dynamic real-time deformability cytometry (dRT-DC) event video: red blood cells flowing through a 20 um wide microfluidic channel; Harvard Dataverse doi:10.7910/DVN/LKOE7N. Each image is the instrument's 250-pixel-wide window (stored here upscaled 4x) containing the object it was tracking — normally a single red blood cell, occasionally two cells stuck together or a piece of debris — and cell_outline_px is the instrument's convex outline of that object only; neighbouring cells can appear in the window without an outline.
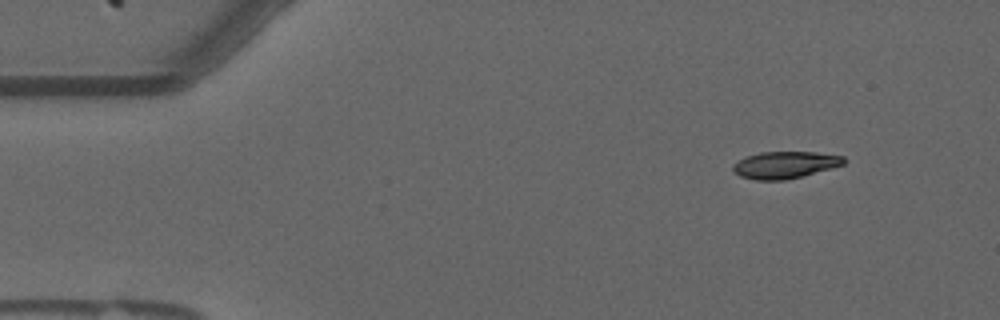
{"species": "common noctule bat (a hibernating species)", "species_latin": "Nyctalus noctula", "temperature_condition": "warm", "stored_images_in_passage": 51, "camera_frame_rate_fps": 3000, "um_per_image_px": 0.085, "animal": {"sex": "male", "forearm_length_mm": 52.5}, "frame": {"image": 1, "passage_image": 1, "time_ms": 0.0, "image_size_px": [1000, 320], "cell_outline_px": [[844, 164], [832, 168], [804, 176], [784, 180], [756, 180], [740, 176], [732, 168], [732, 164], [748, 156], [760, 152], [816, 152], [844, 156]], "centroid_in_image_um": [66.74, 14.02], "position_along_channel_um": 18.3, "area_um2": 17.34}}
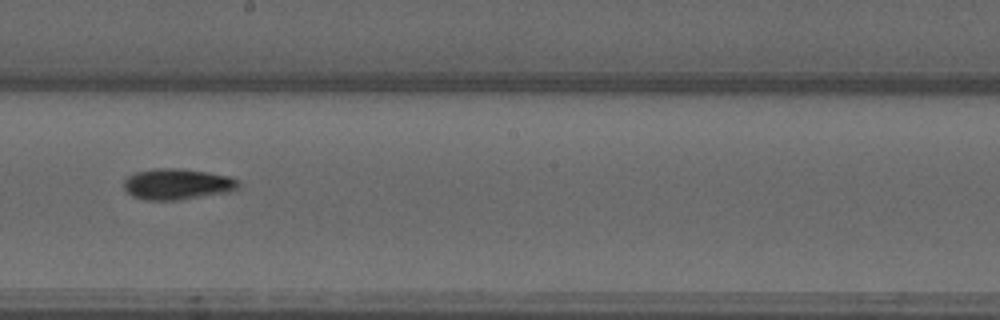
{"frame": {"image": 2, "passage_image": 26, "time_ms": 8.333, "image_size_px": [1000, 320], "cell_outline_px": [[240, 184], [232, 192], [176, 200], [144, 200], [132, 196], [124, 188], [124, 180], [128, 176], [136, 172], [152, 168], [180, 168], [208, 172], [228, 176], [240, 180]], "centroid_in_image_um": [15.08, 15.65], "position_along_channel_um": 233.1, "area_um2": 20.87}}
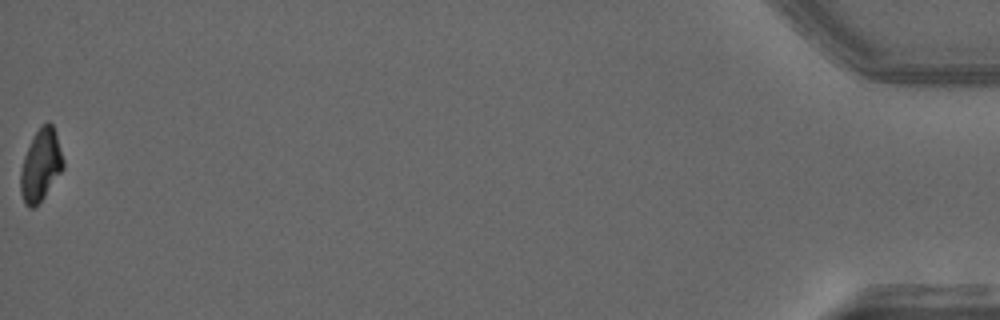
{"frame": {"image": 3, "passage_image": 51, "time_ms": 16.667, "image_size_px": [1000, 320], "cell_outline_px": [[64, 168], [44, 196], [32, 208], [28, 208], [24, 204], [20, 192], [20, 172], [24, 156], [32, 136], [40, 124], [48, 120], [52, 124], [56, 132], [64, 160]], "centroid_in_image_um": [3.46, 13.99], "position_along_channel_um": 431.7, "area_um2": 18.09}, "authors_computed_cell_mechanics": {"area_um2": 19.1318, "velocity_mm_per_s": 3.6647, "shape_relaxation_time_tau1_ms": 8.1697, "shape_relaxation_time_tau2_ms": null, "deformation_change_tau1": 0.2388, "deformation_change_tau2": null}}